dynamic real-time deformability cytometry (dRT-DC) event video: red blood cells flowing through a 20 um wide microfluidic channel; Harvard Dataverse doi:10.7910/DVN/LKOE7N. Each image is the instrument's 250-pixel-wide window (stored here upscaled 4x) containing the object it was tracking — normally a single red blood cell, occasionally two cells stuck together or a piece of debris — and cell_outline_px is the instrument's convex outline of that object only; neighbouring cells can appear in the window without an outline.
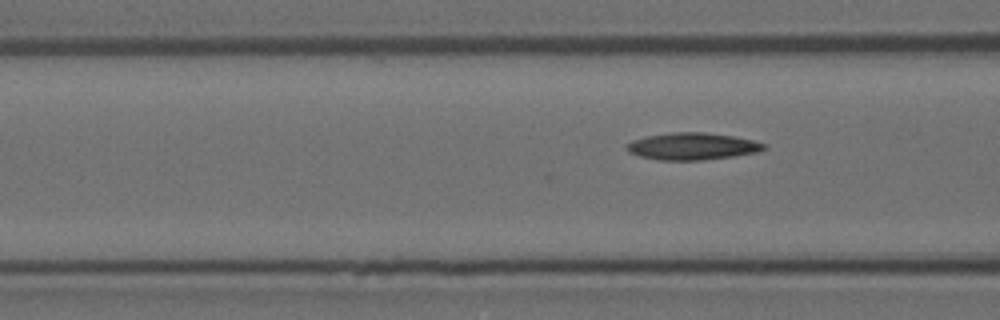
{"species": "Egyptian fruit bat (a non-hibernating species)", "species_latin": "Rousettus aegyptiacus", "temperature_condition": "room temperature", "stored_images_in_passage": 39, "camera_frame_rate_fps": 3000, "um_per_image_px": 0.085, "animal": {"sex": "female"}, "frame": {"image": 1, "passage_image": 5, "time_ms": 1.333, "image_size_px": [1000, 320], "cell_outline_px": [[764, 148], [756, 152], [732, 156], [700, 160], [660, 160], [640, 156], [628, 152], [624, 148], [632, 140], [648, 136], [672, 132], [704, 132], [732, 136], [752, 140], [764, 144]], "centroid_in_image_um": [58.78, 12.43], "position_along_channel_um": 107.8, "area_um2": 21.27}}
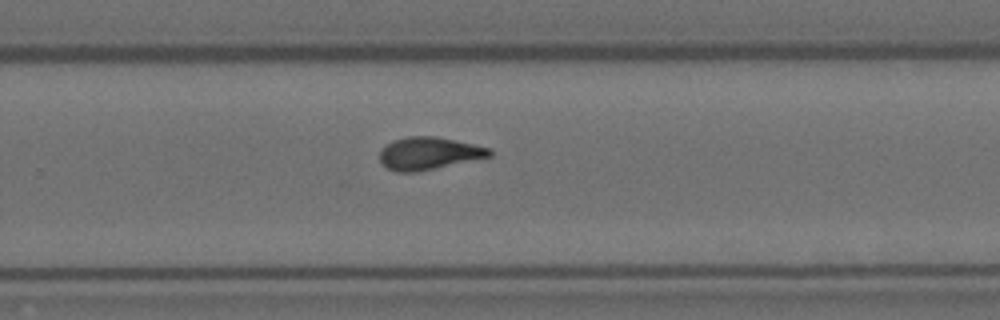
{"frame": {"image": 2, "passage_image": 20, "time_ms": 6.333, "image_size_px": [1000, 320], "cell_outline_px": [[492, 156], [416, 172], [396, 172], [388, 168], [380, 160], [380, 148], [392, 140], [408, 136], [436, 136], [492, 148]], "centroid_in_image_um": [36.44, 13.02], "position_along_channel_um": 293.4, "area_um2": 20.81}}
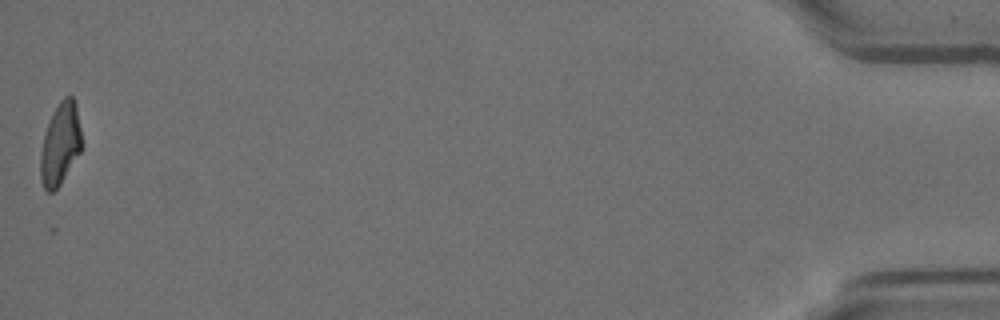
{"frame": {"image": 3, "passage_image": 39, "time_ms": 12.667, "image_size_px": [1000, 320], "cell_outline_px": [[84, 144], [80, 152], [60, 184], [52, 192], [48, 192], [44, 188], [40, 176], [40, 152], [44, 132], [60, 100], [64, 96], [72, 96], [76, 104]], "centroid_in_image_um": [5.14, 12.23], "position_along_channel_um": 430.1, "area_um2": 19.77}}